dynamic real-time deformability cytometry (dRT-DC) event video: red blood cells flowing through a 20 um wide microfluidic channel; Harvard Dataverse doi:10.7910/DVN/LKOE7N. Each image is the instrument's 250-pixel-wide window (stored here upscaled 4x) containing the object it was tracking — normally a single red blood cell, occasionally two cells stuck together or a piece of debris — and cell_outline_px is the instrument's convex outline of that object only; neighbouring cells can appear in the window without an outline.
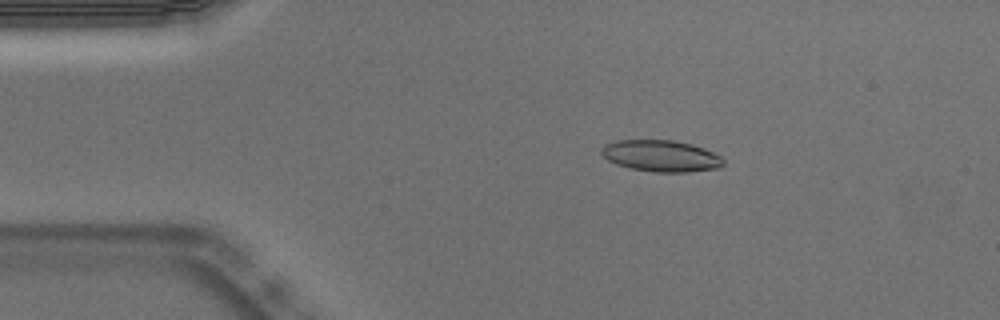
{"species": "Egyptian fruit bat (a non-hibernating species)", "species_latin": "Rousettus aegyptiacus", "temperature_condition": "warm", "stored_images_in_passage": 53, "camera_frame_rate_fps": 3000, "um_per_image_px": 0.085, "animal": {"sex": "male"}, "frame": {"image": 1, "passage_image": 9, "time_ms": 2.667, "image_size_px": [1000, 320], "cell_outline_px": [[724, 164], [720, 168], [688, 172], [652, 172], [628, 168], [616, 164], [608, 160], [600, 152], [600, 148], [604, 144], [616, 140], [672, 140], [692, 144], [704, 148], [720, 156], [724, 160]], "centroid_in_image_um": [56.17, 13.25], "position_along_channel_um": 28.8, "area_um2": 22.6}}
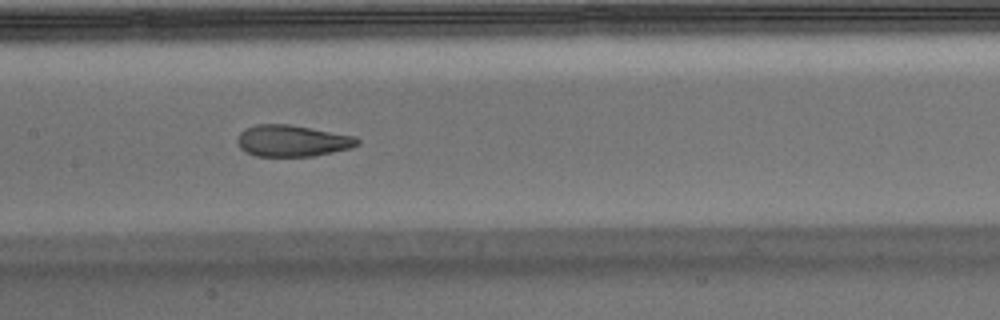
{"frame": {"image": 2, "passage_image": 25, "time_ms": 8.0, "image_size_px": [1000, 320], "cell_outline_px": [[360, 144], [352, 148], [312, 156], [256, 156], [244, 152], [236, 144], [236, 136], [244, 128], [256, 124], [288, 124], [356, 136], [360, 140]], "centroid_in_image_um": [24.81, 11.97], "position_along_channel_um": 182.6, "area_um2": 22.31}, "authors_computed_cell_mechanics": {"area_um2": 22.7732, "velocity_mm_per_s": 3.7569, "shape_relaxation_time_tau1_ms": null, "shape_relaxation_time_tau2_ms": 0.9392, "deformation_change_tau1": null, "deformation_change_tau2": 0.0697}}